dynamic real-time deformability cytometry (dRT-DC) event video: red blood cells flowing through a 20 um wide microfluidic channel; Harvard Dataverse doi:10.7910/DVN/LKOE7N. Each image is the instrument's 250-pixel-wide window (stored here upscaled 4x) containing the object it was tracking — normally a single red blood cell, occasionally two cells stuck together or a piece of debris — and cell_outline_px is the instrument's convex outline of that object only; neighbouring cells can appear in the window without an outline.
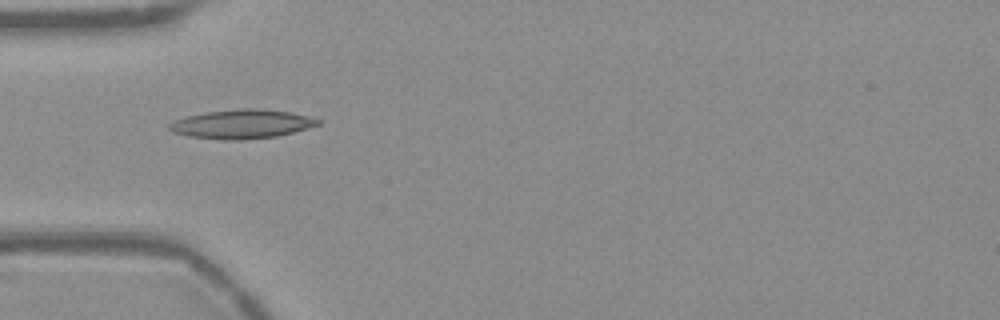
{"species": "Egyptian fruit bat (a non-hibernating species)", "species_latin": "Rousettus aegyptiacus", "temperature_condition": "warm", "stored_images_in_passage": 38, "camera_frame_rate_fps": 3000, "um_per_image_px": 0.085, "frame": {"image": 1, "passage_image": 1, "time_ms": 0.0, "image_size_px": [1000, 320], "cell_outline_px": [[324, 120], [320, 124], [292, 132], [276, 136], [240, 140], [224, 140], [188, 136], [172, 132], [168, 128], [168, 124], [184, 116], [204, 112], [240, 108], [260, 108], [288, 112], [308, 116]], "centroid_in_image_um": [20.53, 10.53], "position_along_channel_um": 64.5, "area_um2": 25.2}}
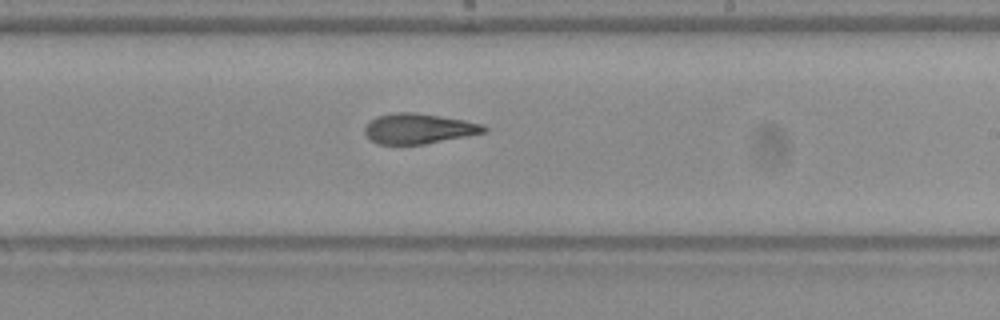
{"frame": {"image": 2, "passage_image": 16, "time_ms": 5.0, "image_size_px": [1000, 320], "cell_outline_px": [[488, 132], [468, 136], [424, 144], [376, 144], [364, 132], [364, 128], [376, 116], [396, 112], [412, 112], [440, 116], [464, 120], [484, 124], [488, 128]], "centroid_in_image_um": [35.63, 10.93], "position_along_channel_um": 253.4, "area_um2": 20.98}}
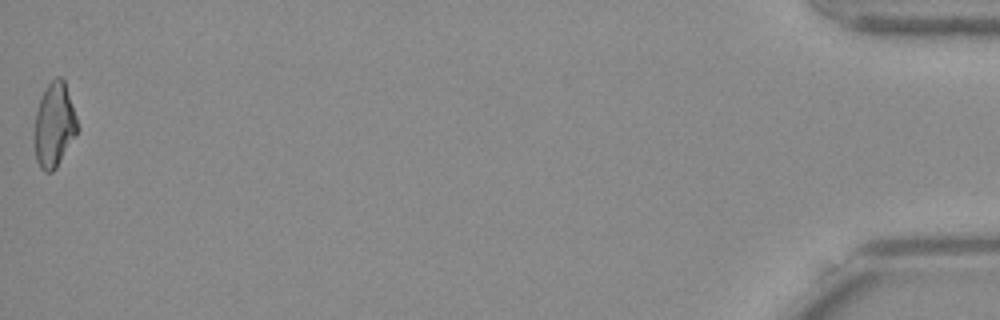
{"frame": {"image": 3, "passage_image": 38, "time_ms": 12.333, "image_size_px": [1000, 320], "cell_outline_px": [[80, 128], [76, 136], [56, 168], [52, 172], [44, 172], [40, 168], [36, 160], [36, 112], [40, 100], [48, 84], [56, 76], [60, 76], [64, 80]], "centroid_in_image_um": [4.65, 10.64], "position_along_channel_um": 430.5, "area_um2": 20.81}, "authors_computed_cell_mechanics": {"area_um2": 21.5594, "velocity_mm_per_s": 3.7754, "shape_relaxation_time_tau1_ms": 6.7983, "shape_relaxation_time_tau2_ms": 2.1719, "deformation_change_tau1": 0.2234, "deformation_change_tau2": 0.1099}}